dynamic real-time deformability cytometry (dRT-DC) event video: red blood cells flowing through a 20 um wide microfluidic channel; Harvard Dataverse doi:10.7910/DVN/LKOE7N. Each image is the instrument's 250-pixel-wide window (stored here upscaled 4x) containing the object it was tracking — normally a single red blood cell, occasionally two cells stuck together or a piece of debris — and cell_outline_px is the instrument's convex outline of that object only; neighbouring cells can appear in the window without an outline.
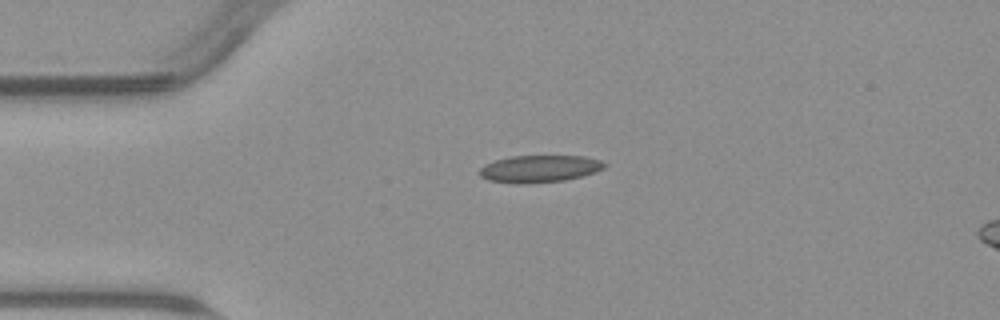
{"species": "common noctule bat (a hibernating species)", "species_latin": "Nyctalus noctula", "temperature_condition": "warm", "stored_images_in_passage": 36, "camera_frame_rate_fps": 3000, "um_per_image_px": 0.085, "animal": {"sex": "male", "body_mass_g": 23.1, "forearm_length_mm": 52.7}, "frame": {"image": 1, "passage_image": 1, "time_ms": 0.0, "image_size_px": [1000, 320], "cell_outline_px": [[608, 164], [604, 168], [580, 176], [564, 180], [524, 184], [516, 184], [488, 180], [480, 176], [480, 168], [484, 164], [508, 156], [584, 156], [600, 160]], "centroid_in_image_um": [45.82, 14.34], "position_along_channel_um": 39.2, "area_um2": 19.71}}
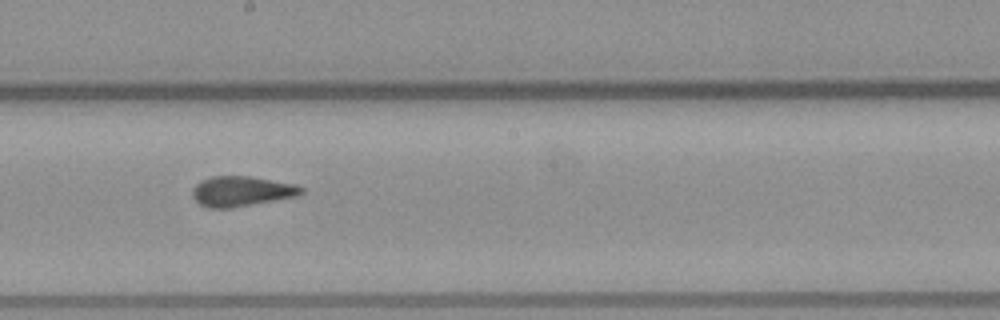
{"frame": {"image": 2, "passage_image": 18, "time_ms": 5.667, "image_size_px": [1000, 320], "cell_outline_px": [[304, 192], [296, 196], [232, 208], [208, 208], [200, 204], [192, 196], [192, 188], [200, 180], [212, 176], [252, 176], [296, 184], [304, 188]], "centroid_in_image_um": [20.52, 16.25], "position_along_channel_um": 227.7, "area_um2": 19.25}}
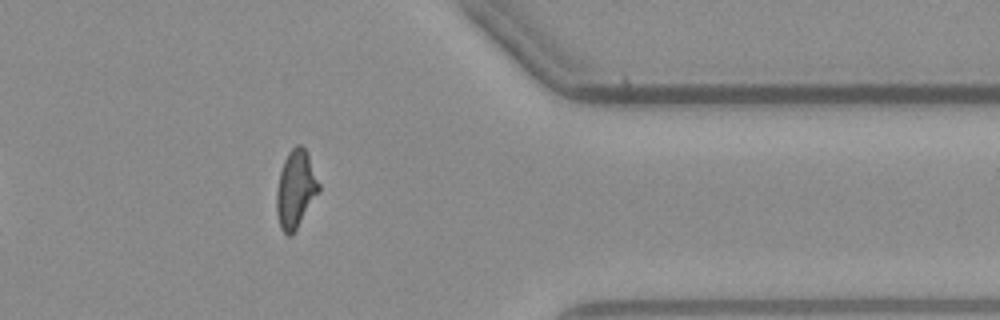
{"frame": {"image": 3, "passage_image": 32, "time_ms": 10.333, "image_size_px": [1000, 320], "cell_outline_px": [[320, 192], [292, 236], [288, 236], [280, 228], [276, 212], [276, 192], [280, 172], [284, 160], [288, 152], [296, 144], [300, 144], [304, 148], [308, 156], [320, 184]], "centroid_in_image_um": [25.13, 16.12], "position_along_channel_um": 386.3, "area_um2": 19.25}, "authors_computed_cell_mechanics": {"area_um2": 19.2474, "velocity_mm_per_s": 3.7934, "shape_relaxation_time_tau1_ms": null, "shape_relaxation_time_tau2_ms": 1.6166, "deformation_change_tau1": null, "deformation_change_tau2": 0.0715}}